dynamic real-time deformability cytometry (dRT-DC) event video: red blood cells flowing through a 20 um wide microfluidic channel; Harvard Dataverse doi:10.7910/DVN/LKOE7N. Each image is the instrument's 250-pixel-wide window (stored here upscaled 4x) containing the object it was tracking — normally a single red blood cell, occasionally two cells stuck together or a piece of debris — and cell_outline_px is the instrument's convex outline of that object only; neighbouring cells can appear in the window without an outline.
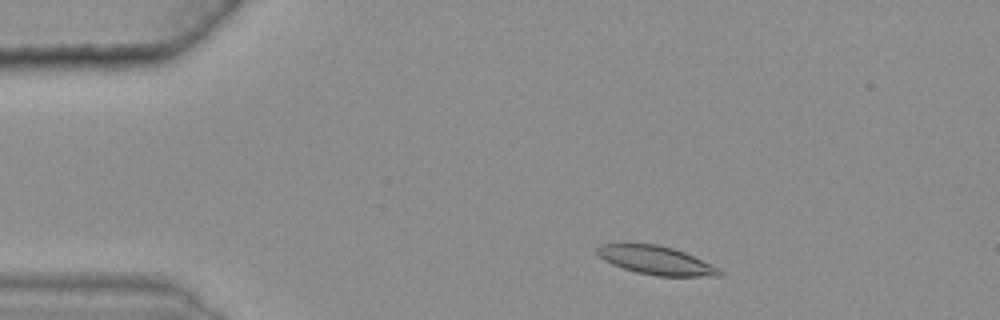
{"species": "common noctule bat (a hibernating species)", "species_latin": "Nyctalus noctula", "temperature_condition": "warm", "stored_images_in_passage": 41, "camera_frame_rate_fps": 3000, "um_per_image_px": 0.085, "animal": {"sex": "female", "body_mass_g": 25.1}, "frame": {"image": 1, "passage_image": 5, "time_ms": 1.333, "image_size_px": [1000, 320], "cell_outline_px": [[724, 272], [720, 276], [656, 276], [636, 272], [612, 264], [604, 260], [596, 252], [596, 248], [600, 244], [656, 244], [672, 248], [684, 252], [720, 268]], "centroid_in_image_um": [55.78, 22.14], "position_along_channel_um": 29.2, "area_um2": 20.17}}
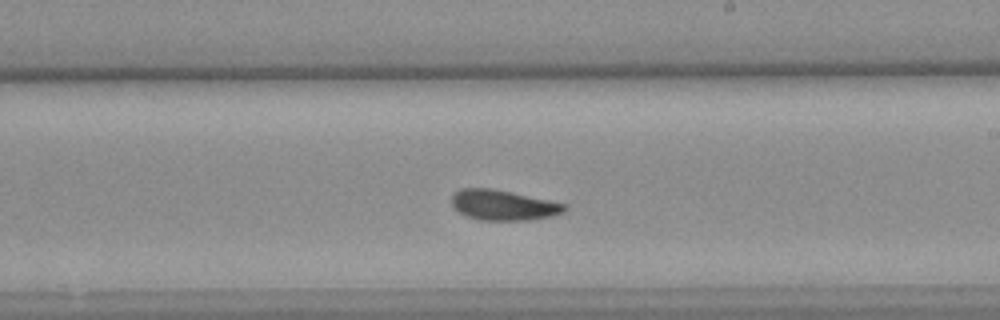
{"frame": {"image": 2, "passage_image": 28, "time_ms": 9.0, "image_size_px": [1000, 320], "cell_outline_px": [[568, 208], [564, 212], [552, 216], [528, 220], [480, 220], [468, 216], [460, 212], [452, 204], [452, 196], [460, 188], [492, 188], [568, 204]], "centroid_in_image_um": [42.82, 17.43], "position_along_channel_um": 246.2, "area_um2": 19.83}}
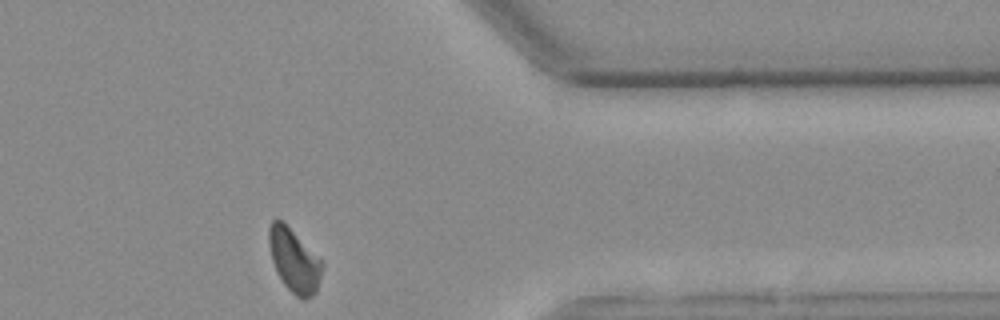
{"frame": {"image": 3, "passage_image": 41, "time_ms": 13.333, "image_size_px": [1000, 320], "cell_outline_px": [[324, 264], [316, 292], [312, 296], [304, 300], [296, 296], [284, 284], [276, 272], [272, 260], [268, 244], [268, 228], [272, 220], [276, 216], [324, 260]], "centroid_in_image_um": [25.01, 22.13], "position_along_channel_um": 386.4, "area_um2": 19.88}, "authors_computed_cell_mechanics": {"area_um2": 19.9988, "velocity_mm_per_s": 3.5826, "shape_relaxation_time_tau1_ms": 3.8979, "shape_relaxation_time_tau2_ms": 2.6412, "deformation_change_tau1": 0.1208, "deformation_change_tau2": 0.0893}}